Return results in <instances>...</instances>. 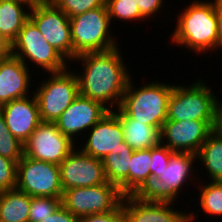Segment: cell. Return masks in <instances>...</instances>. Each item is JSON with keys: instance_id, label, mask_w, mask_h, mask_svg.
Segmentation results:
<instances>
[{"instance_id": "cell-1", "label": "cell", "mask_w": 222, "mask_h": 222, "mask_svg": "<svg viewBox=\"0 0 222 222\" xmlns=\"http://www.w3.org/2000/svg\"><path fill=\"white\" fill-rule=\"evenodd\" d=\"M121 51L118 46L105 52L84 53L71 61L83 67L82 70L74 68L79 70L76 72L79 94L102 103L110 111L119 108L132 78Z\"/></svg>"}, {"instance_id": "cell-2", "label": "cell", "mask_w": 222, "mask_h": 222, "mask_svg": "<svg viewBox=\"0 0 222 222\" xmlns=\"http://www.w3.org/2000/svg\"><path fill=\"white\" fill-rule=\"evenodd\" d=\"M177 13L175 29L169 43L201 55L218 51L217 19L212 0H190ZM179 14V15H178ZM217 51V52H216Z\"/></svg>"}, {"instance_id": "cell-3", "label": "cell", "mask_w": 222, "mask_h": 222, "mask_svg": "<svg viewBox=\"0 0 222 222\" xmlns=\"http://www.w3.org/2000/svg\"><path fill=\"white\" fill-rule=\"evenodd\" d=\"M173 84L163 81H149L139 87L129 80L119 108L131 119L158 127L167 120L168 102Z\"/></svg>"}, {"instance_id": "cell-4", "label": "cell", "mask_w": 222, "mask_h": 222, "mask_svg": "<svg viewBox=\"0 0 222 222\" xmlns=\"http://www.w3.org/2000/svg\"><path fill=\"white\" fill-rule=\"evenodd\" d=\"M73 59L84 53L105 52L119 46L111 30L110 17L106 5L69 18ZM112 31V32H111Z\"/></svg>"}, {"instance_id": "cell-5", "label": "cell", "mask_w": 222, "mask_h": 222, "mask_svg": "<svg viewBox=\"0 0 222 222\" xmlns=\"http://www.w3.org/2000/svg\"><path fill=\"white\" fill-rule=\"evenodd\" d=\"M11 54L18 57L29 68L31 65L33 68L35 66V69L38 66V73L61 72L72 65L46 41L30 18L11 44Z\"/></svg>"}, {"instance_id": "cell-6", "label": "cell", "mask_w": 222, "mask_h": 222, "mask_svg": "<svg viewBox=\"0 0 222 222\" xmlns=\"http://www.w3.org/2000/svg\"><path fill=\"white\" fill-rule=\"evenodd\" d=\"M212 89V86H208L201 78H195L189 86L173 84L168 102L167 120L213 121L217 94Z\"/></svg>"}, {"instance_id": "cell-7", "label": "cell", "mask_w": 222, "mask_h": 222, "mask_svg": "<svg viewBox=\"0 0 222 222\" xmlns=\"http://www.w3.org/2000/svg\"><path fill=\"white\" fill-rule=\"evenodd\" d=\"M47 75L46 73L42 82L32 90L35 91L33 93L38 103L41 122L55 123L79 95V83L76 71L71 70V66L64 71Z\"/></svg>"}, {"instance_id": "cell-8", "label": "cell", "mask_w": 222, "mask_h": 222, "mask_svg": "<svg viewBox=\"0 0 222 222\" xmlns=\"http://www.w3.org/2000/svg\"><path fill=\"white\" fill-rule=\"evenodd\" d=\"M196 160L195 154L174 152L171 155L167 168H164L161 175L152 182L150 188L143 196L153 200L176 202V199L181 195V189L185 187L184 185L186 183L191 185L190 182L193 180L192 183L195 182L194 184L197 185V179H202L200 177L198 178V172H200L198 168H200V166L194 167L195 164L198 165L197 162H195Z\"/></svg>"}, {"instance_id": "cell-9", "label": "cell", "mask_w": 222, "mask_h": 222, "mask_svg": "<svg viewBox=\"0 0 222 222\" xmlns=\"http://www.w3.org/2000/svg\"><path fill=\"white\" fill-rule=\"evenodd\" d=\"M122 198L123 195L119 188L115 184L107 182L97 186L64 190L61 205L80 218L114 211L121 204Z\"/></svg>"}, {"instance_id": "cell-10", "label": "cell", "mask_w": 222, "mask_h": 222, "mask_svg": "<svg viewBox=\"0 0 222 222\" xmlns=\"http://www.w3.org/2000/svg\"><path fill=\"white\" fill-rule=\"evenodd\" d=\"M15 188L31 197L62 199L59 165L23 156L17 163Z\"/></svg>"}, {"instance_id": "cell-11", "label": "cell", "mask_w": 222, "mask_h": 222, "mask_svg": "<svg viewBox=\"0 0 222 222\" xmlns=\"http://www.w3.org/2000/svg\"><path fill=\"white\" fill-rule=\"evenodd\" d=\"M29 18L46 41L71 63L73 44L69 17L57 6L41 2L31 6Z\"/></svg>"}, {"instance_id": "cell-12", "label": "cell", "mask_w": 222, "mask_h": 222, "mask_svg": "<svg viewBox=\"0 0 222 222\" xmlns=\"http://www.w3.org/2000/svg\"><path fill=\"white\" fill-rule=\"evenodd\" d=\"M121 205L126 222H194L196 212L176 210L174 201L153 200L143 195L123 196Z\"/></svg>"}, {"instance_id": "cell-13", "label": "cell", "mask_w": 222, "mask_h": 222, "mask_svg": "<svg viewBox=\"0 0 222 222\" xmlns=\"http://www.w3.org/2000/svg\"><path fill=\"white\" fill-rule=\"evenodd\" d=\"M24 156L59 165L77 145L52 122H41L23 143Z\"/></svg>"}, {"instance_id": "cell-14", "label": "cell", "mask_w": 222, "mask_h": 222, "mask_svg": "<svg viewBox=\"0 0 222 222\" xmlns=\"http://www.w3.org/2000/svg\"><path fill=\"white\" fill-rule=\"evenodd\" d=\"M85 135L84 141L77 144L78 148L83 153L100 160L110 153L118 154L121 149H132L124 141L122 124L112 111H109Z\"/></svg>"}, {"instance_id": "cell-15", "label": "cell", "mask_w": 222, "mask_h": 222, "mask_svg": "<svg viewBox=\"0 0 222 222\" xmlns=\"http://www.w3.org/2000/svg\"><path fill=\"white\" fill-rule=\"evenodd\" d=\"M109 111L102 103L79 94L55 121V124L64 135L78 144L81 141L80 138L83 139L85 133Z\"/></svg>"}, {"instance_id": "cell-16", "label": "cell", "mask_w": 222, "mask_h": 222, "mask_svg": "<svg viewBox=\"0 0 222 222\" xmlns=\"http://www.w3.org/2000/svg\"><path fill=\"white\" fill-rule=\"evenodd\" d=\"M59 169L63 191L108 182L102 160L83 153L78 147L59 164Z\"/></svg>"}, {"instance_id": "cell-17", "label": "cell", "mask_w": 222, "mask_h": 222, "mask_svg": "<svg viewBox=\"0 0 222 222\" xmlns=\"http://www.w3.org/2000/svg\"><path fill=\"white\" fill-rule=\"evenodd\" d=\"M213 121L166 120L160 130L161 144L173 152L196 154L212 132Z\"/></svg>"}, {"instance_id": "cell-18", "label": "cell", "mask_w": 222, "mask_h": 222, "mask_svg": "<svg viewBox=\"0 0 222 222\" xmlns=\"http://www.w3.org/2000/svg\"><path fill=\"white\" fill-rule=\"evenodd\" d=\"M0 111L10 133L22 143L41 123L39 107L34 93L2 104Z\"/></svg>"}, {"instance_id": "cell-19", "label": "cell", "mask_w": 222, "mask_h": 222, "mask_svg": "<svg viewBox=\"0 0 222 222\" xmlns=\"http://www.w3.org/2000/svg\"><path fill=\"white\" fill-rule=\"evenodd\" d=\"M30 70L12 54L0 59V106L33 94L31 84L34 82L31 76L35 73Z\"/></svg>"}, {"instance_id": "cell-20", "label": "cell", "mask_w": 222, "mask_h": 222, "mask_svg": "<svg viewBox=\"0 0 222 222\" xmlns=\"http://www.w3.org/2000/svg\"><path fill=\"white\" fill-rule=\"evenodd\" d=\"M122 124L124 141L133 150L149 149L161 143L160 129L128 117L120 108L112 111Z\"/></svg>"}, {"instance_id": "cell-21", "label": "cell", "mask_w": 222, "mask_h": 222, "mask_svg": "<svg viewBox=\"0 0 222 222\" xmlns=\"http://www.w3.org/2000/svg\"><path fill=\"white\" fill-rule=\"evenodd\" d=\"M31 6L25 0H0V34L10 44L29 19Z\"/></svg>"}, {"instance_id": "cell-22", "label": "cell", "mask_w": 222, "mask_h": 222, "mask_svg": "<svg viewBox=\"0 0 222 222\" xmlns=\"http://www.w3.org/2000/svg\"><path fill=\"white\" fill-rule=\"evenodd\" d=\"M31 198L16 188L0 192V222H29Z\"/></svg>"}, {"instance_id": "cell-23", "label": "cell", "mask_w": 222, "mask_h": 222, "mask_svg": "<svg viewBox=\"0 0 222 222\" xmlns=\"http://www.w3.org/2000/svg\"><path fill=\"white\" fill-rule=\"evenodd\" d=\"M133 149H121L118 154L110 153L103 160L106 179L115 184L123 196L129 195V164Z\"/></svg>"}, {"instance_id": "cell-24", "label": "cell", "mask_w": 222, "mask_h": 222, "mask_svg": "<svg viewBox=\"0 0 222 222\" xmlns=\"http://www.w3.org/2000/svg\"><path fill=\"white\" fill-rule=\"evenodd\" d=\"M195 155L196 162L200 161L201 169L207 171V179L222 182V137L211 132Z\"/></svg>"}, {"instance_id": "cell-25", "label": "cell", "mask_w": 222, "mask_h": 222, "mask_svg": "<svg viewBox=\"0 0 222 222\" xmlns=\"http://www.w3.org/2000/svg\"><path fill=\"white\" fill-rule=\"evenodd\" d=\"M151 148L134 150L129 164V195H143L150 188Z\"/></svg>"}, {"instance_id": "cell-26", "label": "cell", "mask_w": 222, "mask_h": 222, "mask_svg": "<svg viewBox=\"0 0 222 222\" xmlns=\"http://www.w3.org/2000/svg\"><path fill=\"white\" fill-rule=\"evenodd\" d=\"M199 181L198 179L197 190H200V194L197 199H199L198 204L202 212L211 216V219L220 218L222 216V182L203 180L201 183ZM204 181H206L205 184Z\"/></svg>"}, {"instance_id": "cell-27", "label": "cell", "mask_w": 222, "mask_h": 222, "mask_svg": "<svg viewBox=\"0 0 222 222\" xmlns=\"http://www.w3.org/2000/svg\"><path fill=\"white\" fill-rule=\"evenodd\" d=\"M106 7L111 23L114 21L131 24L139 21H146L140 14V10L134 0H106Z\"/></svg>"}, {"instance_id": "cell-28", "label": "cell", "mask_w": 222, "mask_h": 222, "mask_svg": "<svg viewBox=\"0 0 222 222\" xmlns=\"http://www.w3.org/2000/svg\"><path fill=\"white\" fill-rule=\"evenodd\" d=\"M0 155L17 163L24 156L23 143L15 138L6 126L5 118L0 111Z\"/></svg>"}, {"instance_id": "cell-29", "label": "cell", "mask_w": 222, "mask_h": 222, "mask_svg": "<svg viewBox=\"0 0 222 222\" xmlns=\"http://www.w3.org/2000/svg\"><path fill=\"white\" fill-rule=\"evenodd\" d=\"M61 205L60 198L32 197L29 212V222H40L52 215Z\"/></svg>"}, {"instance_id": "cell-30", "label": "cell", "mask_w": 222, "mask_h": 222, "mask_svg": "<svg viewBox=\"0 0 222 222\" xmlns=\"http://www.w3.org/2000/svg\"><path fill=\"white\" fill-rule=\"evenodd\" d=\"M104 5L106 0H61L56 6L71 18Z\"/></svg>"}, {"instance_id": "cell-31", "label": "cell", "mask_w": 222, "mask_h": 222, "mask_svg": "<svg viewBox=\"0 0 222 222\" xmlns=\"http://www.w3.org/2000/svg\"><path fill=\"white\" fill-rule=\"evenodd\" d=\"M173 153L172 150H169L161 143L158 146L151 148L152 164L150 166V186L152 182L161 175L164 168H167Z\"/></svg>"}, {"instance_id": "cell-32", "label": "cell", "mask_w": 222, "mask_h": 222, "mask_svg": "<svg viewBox=\"0 0 222 222\" xmlns=\"http://www.w3.org/2000/svg\"><path fill=\"white\" fill-rule=\"evenodd\" d=\"M17 162L0 155V192L16 187Z\"/></svg>"}, {"instance_id": "cell-33", "label": "cell", "mask_w": 222, "mask_h": 222, "mask_svg": "<svg viewBox=\"0 0 222 222\" xmlns=\"http://www.w3.org/2000/svg\"><path fill=\"white\" fill-rule=\"evenodd\" d=\"M165 1L167 0H134L140 10V14L146 19V21L147 19L150 21V18L154 19L155 16L160 15L161 13L163 14L162 8L163 6H166Z\"/></svg>"}, {"instance_id": "cell-34", "label": "cell", "mask_w": 222, "mask_h": 222, "mask_svg": "<svg viewBox=\"0 0 222 222\" xmlns=\"http://www.w3.org/2000/svg\"><path fill=\"white\" fill-rule=\"evenodd\" d=\"M79 222H126V219L120 204L114 211L108 213L80 217Z\"/></svg>"}, {"instance_id": "cell-35", "label": "cell", "mask_w": 222, "mask_h": 222, "mask_svg": "<svg viewBox=\"0 0 222 222\" xmlns=\"http://www.w3.org/2000/svg\"><path fill=\"white\" fill-rule=\"evenodd\" d=\"M40 222H79V218L60 205L52 215L45 217Z\"/></svg>"}, {"instance_id": "cell-36", "label": "cell", "mask_w": 222, "mask_h": 222, "mask_svg": "<svg viewBox=\"0 0 222 222\" xmlns=\"http://www.w3.org/2000/svg\"><path fill=\"white\" fill-rule=\"evenodd\" d=\"M220 99L217 95L214 103L212 132L222 137V100L220 101Z\"/></svg>"}, {"instance_id": "cell-37", "label": "cell", "mask_w": 222, "mask_h": 222, "mask_svg": "<svg viewBox=\"0 0 222 222\" xmlns=\"http://www.w3.org/2000/svg\"><path fill=\"white\" fill-rule=\"evenodd\" d=\"M217 19L218 50L222 52V0H212Z\"/></svg>"}, {"instance_id": "cell-38", "label": "cell", "mask_w": 222, "mask_h": 222, "mask_svg": "<svg viewBox=\"0 0 222 222\" xmlns=\"http://www.w3.org/2000/svg\"><path fill=\"white\" fill-rule=\"evenodd\" d=\"M11 54V44L0 34V59Z\"/></svg>"}, {"instance_id": "cell-39", "label": "cell", "mask_w": 222, "mask_h": 222, "mask_svg": "<svg viewBox=\"0 0 222 222\" xmlns=\"http://www.w3.org/2000/svg\"><path fill=\"white\" fill-rule=\"evenodd\" d=\"M61 0H42L43 3L51 6H56Z\"/></svg>"}, {"instance_id": "cell-40", "label": "cell", "mask_w": 222, "mask_h": 222, "mask_svg": "<svg viewBox=\"0 0 222 222\" xmlns=\"http://www.w3.org/2000/svg\"><path fill=\"white\" fill-rule=\"evenodd\" d=\"M25 1L29 2L31 5L38 4V3L42 2V0H25Z\"/></svg>"}]
</instances>
